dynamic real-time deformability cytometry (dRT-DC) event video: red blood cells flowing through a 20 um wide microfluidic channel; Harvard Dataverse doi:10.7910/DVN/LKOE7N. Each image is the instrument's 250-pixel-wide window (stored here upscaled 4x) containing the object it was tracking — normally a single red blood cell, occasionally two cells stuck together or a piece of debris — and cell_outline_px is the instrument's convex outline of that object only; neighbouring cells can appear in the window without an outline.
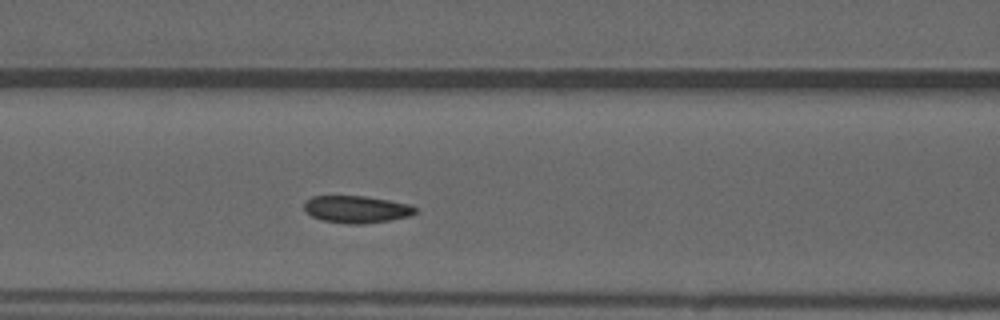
{"species": "common noctule bat (a hibernating species)", "species_latin": "Nyctalus noctula", "temperature_condition": "warm", "stored_images_in_passage": 45, "camera_frame_rate_fps": 3000, "um_per_image_px": 0.085, "animal": {"sex": "male", "forearm_length_mm": 52.5}, "frame": {"image": 1, "passage_image": 14, "time_ms": 4.333, "image_size_px": [1000, 320], "cell_outline_px": [[416, 212], [408, 216], [388, 220], [360, 224], [348, 224], [320, 220], [304, 212], [304, 200], [312, 196], [364, 196], [388, 200], [408, 204], [416, 208]], "centroid_in_image_um": [30.22, 17.79], "position_along_channel_um": 136.4, "area_um2": 17.57}, "authors_computed_cell_mechanics": {"area_um2": 17.6868, "velocity_mm_per_s": 3.8777, "shape_relaxation_time_tau1_ms": 3.0632, "shape_relaxation_time_tau2_ms": 3.8334, "deformation_change_tau1": 0.0954, "deformation_change_tau2": 0.0853}}